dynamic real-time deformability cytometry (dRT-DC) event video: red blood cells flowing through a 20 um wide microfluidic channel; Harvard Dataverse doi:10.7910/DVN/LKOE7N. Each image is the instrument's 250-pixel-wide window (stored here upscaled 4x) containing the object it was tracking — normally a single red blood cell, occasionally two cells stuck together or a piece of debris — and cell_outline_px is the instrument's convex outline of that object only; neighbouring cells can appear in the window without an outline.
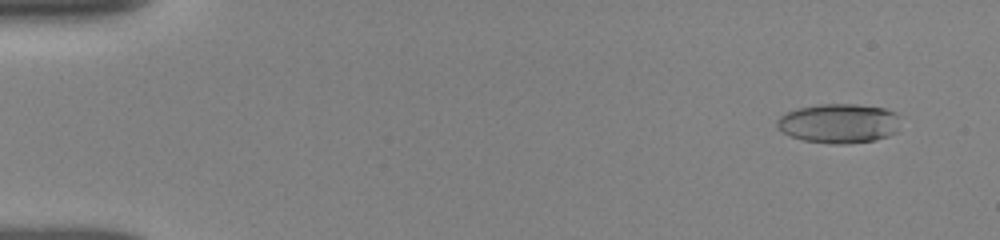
{"species": "human", "species_latin": "Homo sapiens", "temperature_condition": "room temperature", "stored_images_in_passage": 36, "camera_frame_rate_fps": 3000, "um_per_image_px": 0.085, "donor": {"sex": "female"}, "frame": {"image": 1, "passage_image": 3, "time_ms": 1.0, "image_size_px": [1000, 240], "cell_outline_px": [[900, 116], [896, 132], [888, 136], [876, 140], [848, 144], [832, 144], [804, 140], [792, 136], [784, 132], [776, 124], [776, 120], [784, 112], [796, 108], [816, 104], [856, 104], [884, 108], [896, 112]], "centroid_in_image_um": [71.32, 10.47], "position_along_channel_um": 13.7, "area_um2": 28.61}}
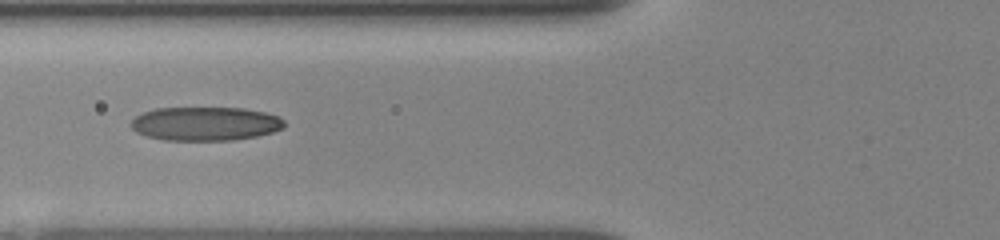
{"frame": {"image": 2, "passage_image": 30, "time_ms": 6.667, "image_size_px": [1000, 240], "cell_outline_px": [[284, 128], [272, 132], [256, 136], [232, 140], [164, 140], [148, 136], [136, 132], [128, 124], [136, 116], [144, 112], [156, 108], [244, 108], [264, 112], [280, 116], [284, 120]], "centroid_in_image_um": [17.46, 10.51], "position_along_channel_um": 108.3, "area_um2": 30.23}}
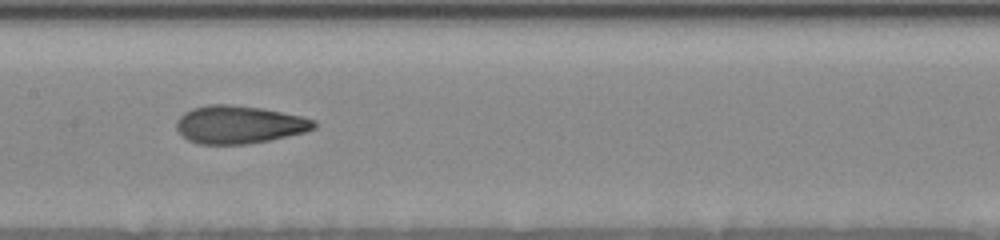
{"frame": {"image": 3, "passage_image": 35, "time_ms": 8.667, "image_size_px": [1000, 240], "cell_outline_px": [[316, 128], [304, 132], [268, 140], [248, 144], [200, 144], [188, 140], [176, 128], [176, 120], [184, 112], [192, 108], [208, 104], [228, 104], [260, 108], [300, 116], [316, 120]], "centroid_in_image_um": [20.3, 10.59], "position_along_channel_um": 187.1, "area_um2": 30.17}}